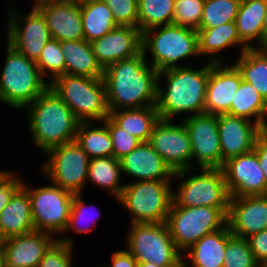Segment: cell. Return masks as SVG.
<instances>
[{"label":"cell","instance_id":"obj_1","mask_svg":"<svg viewBox=\"0 0 267 267\" xmlns=\"http://www.w3.org/2000/svg\"><path fill=\"white\" fill-rule=\"evenodd\" d=\"M158 80V71L148 65L142 50L110 64L103 73L109 111L156 106Z\"/></svg>","mask_w":267,"mask_h":267},{"label":"cell","instance_id":"obj_2","mask_svg":"<svg viewBox=\"0 0 267 267\" xmlns=\"http://www.w3.org/2000/svg\"><path fill=\"white\" fill-rule=\"evenodd\" d=\"M209 72L210 62L200 70L180 66L158 72V79L164 76L168 83L163 91L158 80L156 108L160 119L173 121L174 116L184 112L204 114Z\"/></svg>","mask_w":267,"mask_h":267},{"label":"cell","instance_id":"obj_3","mask_svg":"<svg viewBox=\"0 0 267 267\" xmlns=\"http://www.w3.org/2000/svg\"><path fill=\"white\" fill-rule=\"evenodd\" d=\"M28 106L29 129L43 152L75 141L80 121L50 87Z\"/></svg>","mask_w":267,"mask_h":267},{"label":"cell","instance_id":"obj_4","mask_svg":"<svg viewBox=\"0 0 267 267\" xmlns=\"http://www.w3.org/2000/svg\"><path fill=\"white\" fill-rule=\"evenodd\" d=\"M6 62L0 76V101L12 108L30 105L48 87L35 63L7 45Z\"/></svg>","mask_w":267,"mask_h":267},{"label":"cell","instance_id":"obj_5","mask_svg":"<svg viewBox=\"0 0 267 267\" xmlns=\"http://www.w3.org/2000/svg\"><path fill=\"white\" fill-rule=\"evenodd\" d=\"M49 87L80 122H102L109 117L103 78L64 74L51 81Z\"/></svg>","mask_w":267,"mask_h":267},{"label":"cell","instance_id":"obj_6","mask_svg":"<svg viewBox=\"0 0 267 267\" xmlns=\"http://www.w3.org/2000/svg\"><path fill=\"white\" fill-rule=\"evenodd\" d=\"M157 28L159 27L142 32L141 50L143 53L147 50L151 52V66L158 72L180 67L178 61L191 55H200L197 30L173 24L164 25L156 32Z\"/></svg>","mask_w":267,"mask_h":267},{"label":"cell","instance_id":"obj_7","mask_svg":"<svg viewBox=\"0 0 267 267\" xmlns=\"http://www.w3.org/2000/svg\"><path fill=\"white\" fill-rule=\"evenodd\" d=\"M127 251L138 263L152 262L160 267H182L183 256L175 246L165 222L133 223Z\"/></svg>","mask_w":267,"mask_h":267},{"label":"cell","instance_id":"obj_8","mask_svg":"<svg viewBox=\"0 0 267 267\" xmlns=\"http://www.w3.org/2000/svg\"><path fill=\"white\" fill-rule=\"evenodd\" d=\"M173 191L169 181H137L125 184L118 201L133 215V223L166 222Z\"/></svg>","mask_w":267,"mask_h":267},{"label":"cell","instance_id":"obj_9","mask_svg":"<svg viewBox=\"0 0 267 267\" xmlns=\"http://www.w3.org/2000/svg\"><path fill=\"white\" fill-rule=\"evenodd\" d=\"M226 217L219 208L171 206L165 223L175 246L184 252L204 235L222 229Z\"/></svg>","mask_w":267,"mask_h":267},{"label":"cell","instance_id":"obj_10","mask_svg":"<svg viewBox=\"0 0 267 267\" xmlns=\"http://www.w3.org/2000/svg\"><path fill=\"white\" fill-rule=\"evenodd\" d=\"M200 174L185 179L171 206L219 208L226 216L230 195L221 168H200ZM175 194V195H174Z\"/></svg>","mask_w":267,"mask_h":267},{"label":"cell","instance_id":"obj_11","mask_svg":"<svg viewBox=\"0 0 267 267\" xmlns=\"http://www.w3.org/2000/svg\"><path fill=\"white\" fill-rule=\"evenodd\" d=\"M46 155L49 159L43 170L51 182L73 194H82L90 162L86 152L74 141L51 148Z\"/></svg>","mask_w":267,"mask_h":267},{"label":"cell","instance_id":"obj_12","mask_svg":"<svg viewBox=\"0 0 267 267\" xmlns=\"http://www.w3.org/2000/svg\"><path fill=\"white\" fill-rule=\"evenodd\" d=\"M35 231L63 233L70 215L73 193L57 185L29 189Z\"/></svg>","mask_w":267,"mask_h":267},{"label":"cell","instance_id":"obj_13","mask_svg":"<svg viewBox=\"0 0 267 267\" xmlns=\"http://www.w3.org/2000/svg\"><path fill=\"white\" fill-rule=\"evenodd\" d=\"M171 120L160 119L154 126L149 143L174 172V177L183 178L192 165V152L187 129Z\"/></svg>","mask_w":267,"mask_h":267},{"label":"cell","instance_id":"obj_14","mask_svg":"<svg viewBox=\"0 0 267 267\" xmlns=\"http://www.w3.org/2000/svg\"><path fill=\"white\" fill-rule=\"evenodd\" d=\"M221 169L230 198L267 195L263 169L254 150L227 160Z\"/></svg>","mask_w":267,"mask_h":267},{"label":"cell","instance_id":"obj_15","mask_svg":"<svg viewBox=\"0 0 267 267\" xmlns=\"http://www.w3.org/2000/svg\"><path fill=\"white\" fill-rule=\"evenodd\" d=\"M16 15L18 14L15 11H9L8 44L28 59L36 62L42 49L51 39L46 20L35 6L28 15L23 16L24 18L21 15V20ZM21 21L24 25L20 27Z\"/></svg>","mask_w":267,"mask_h":267},{"label":"cell","instance_id":"obj_16","mask_svg":"<svg viewBox=\"0 0 267 267\" xmlns=\"http://www.w3.org/2000/svg\"><path fill=\"white\" fill-rule=\"evenodd\" d=\"M182 122L189 134L192 159L197 158L200 168H222L217 115H191Z\"/></svg>","mask_w":267,"mask_h":267},{"label":"cell","instance_id":"obj_17","mask_svg":"<svg viewBox=\"0 0 267 267\" xmlns=\"http://www.w3.org/2000/svg\"><path fill=\"white\" fill-rule=\"evenodd\" d=\"M227 226L233 236L248 238L267 228V195L230 198Z\"/></svg>","mask_w":267,"mask_h":267},{"label":"cell","instance_id":"obj_18","mask_svg":"<svg viewBox=\"0 0 267 267\" xmlns=\"http://www.w3.org/2000/svg\"><path fill=\"white\" fill-rule=\"evenodd\" d=\"M35 7L44 16L51 38L58 41L85 39L80 3L71 0H49Z\"/></svg>","mask_w":267,"mask_h":267},{"label":"cell","instance_id":"obj_19","mask_svg":"<svg viewBox=\"0 0 267 267\" xmlns=\"http://www.w3.org/2000/svg\"><path fill=\"white\" fill-rule=\"evenodd\" d=\"M142 33L137 27L117 26L101 38L90 42L97 62L103 69L112 63L137 55L141 51Z\"/></svg>","mask_w":267,"mask_h":267},{"label":"cell","instance_id":"obj_20","mask_svg":"<svg viewBox=\"0 0 267 267\" xmlns=\"http://www.w3.org/2000/svg\"><path fill=\"white\" fill-rule=\"evenodd\" d=\"M217 125L222 166L227 160L254 150L258 136V124L255 121L229 114H218Z\"/></svg>","mask_w":267,"mask_h":267},{"label":"cell","instance_id":"obj_21","mask_svg":"<svg viewBox=\"0 0 267 267\" xmlns=\"http://www.w3.org/2000/svg\"><path fill=\"white\" fill-rule=\"evenodd\" d=\"M242 76L233 64L222 68L220 63L210 62L209 78L206 86V114H227L232 99L240 86Z\"/></svg>","mask_w":267,"mask_h":267},{"label":"cell","instance_id":"obj_22","mask_svg":"<svg viewBox=\"0 0 267 267\" xmlns=\"http://www.w3.org/2000/svg\"><path fill=\"white\" fill-rule=\"evenodd\" d=\"M51 233L32 231L8 237L3 254V267H37L49 246L56 240Z\"/></svg>","mask_w":267,"mask_h":267},{"label":"cell","instance_id":"obj_23","mask_svg":"<svg viewBox=\"0 0 267 267\" xmlns=\"http://www.w3.org/2000/svg\"><path fill=\"white\" fill-rule=\"evenodd\" d=\"M121 172L139 181H170L174 172L150 143L141 142L133 151L120 159Z\"/></svg>","mask_w":267,"mask_h":267},{"label":"cell","instance_id":"obj_24","mask_svg":"<svg viewBox=\"0 0 267 267\" xmlns=\"http://www.w3.org/2000/svg\"><path fill=\"white\" fill-rule=\"evenodd\" d=\"M0 231L6 237L35 231L32 220L31 200L23 184L0 213Z\"/></svg>","mask_w":267,"mask_h":267},{"label":"cell","instance_id":"obj_25","mask_svg":"<svg viewBox=\"0 0 267 267\" xmlns=\"http://www.w3.org/2000/svg\"><path fill=\"white\" fill-rule=\"evenodd\" d=\"M65 58V74L103 78L104 69L97 62L90 42L83 40L60 41Z\"/></svg>","mask_w":267,"mask_h":267},{"label":"cell","instance_id":"obj_26","mask_svg":"<svg viewBox=\"0 0 267 267\" xmlns=\"http://www.w3.org/2000/svg\"><path fill=\"white\" fill-rule=\"evenodd\" d=\"M227 247V224L200 240L186 250L192 267H223Z\"/></svg>","mask_w":267,"mask_h":267},{"label":"cell","instance_id":"obj_27","mask_svg":"<svg viewBox=\"0 0 267 267\" xmlns=\"http://www.w3.org/2000/svg\"><path fill=\"white\" fill-rule=\"evenodd\" d=\"M266 8L267 0L241 1L239 11L235 19V25L240 41L247 48H253L250 41H254L256 39L259 43V48H262V28Z\"/></svg>","mask_w":267,"mask_h":267},{"label":"cell","instance_id":"obj_28","mask_svg":"<svg viewBox=\"0 0 267 267\" xmlns=\"http://www.w3.org/2000/svg\"><path fill=\"white\" fill-rule=\"evenodd\" d=\"M109 117L141 142L149 141L155 124L160 120L156 106L109 111Z\"/></svg>","mask_w":267,"mask_h":267},{"label":"cell","instance_id":"obj_29","mask_svg":"<svg viewBox=\"0 0 267 267\" xmlns=\"http://www.w3.org/2000/svg\"><path fill=\"white\" fill-rule=\"evenodd\" d=\"M197 33L199 54L203 56L208 54L210 60L212 59L210 61L211 63L221 62V60L215 58V56L218 55L217 53H219V51H223L224 48L242 44L241 52L247 49L239 39L235 22H228L212 28H199Z\"/></svg>","mask_w":267,"mask_h":267},{"label":"cell","instance_id":"obj_30","mask_svg":"<svg viewBox=\"0 0 267 267\" xmlns=\"http://www.w3.org/2000/svg\"><path fill=\"white\" fill-rule=\"evenodd\" d=\"M80 9L83 33L88 42L101 38L118 26L111 9L102 0L82 2Z\"/></svg>","mask_w":267,"mask_h":267},{"label":"cell","instance_id":"obj_31","mask_svg":"<svg viewBox=\"0 0 267 267\" xmlns=\"http://www.w3.org/2000/svg\"><path fill=\"white\" fill-rule=\"evenodd\" d=\"M234 65L242 79L252 84L267 101V48H247Z\"/></svg>","mask_w":267,"mask_h":267},{"label":"cell","instance_id":"obj_32","mask_svg":"<svg viewBox=\"0 0 267 267\" xmlns=\"http://www.w3.org/2000/svg\"><path fill=\"white\" fill-rule=\"evenodd\" d=\"M227 114L248 120L254 116L256 117L255 122L258 124L267 117V101L252 84L242 79Z\"/></svg>","mask_w":267,"mask_h":267},{"label":"cell","instance_id":"obj_33","mask_svg":"<svg viewBox=\"0 0 267 267\" xmlns=\"http://www.w3.org/2000/svg\"><path fill=\"white\" fill-rule=\"evenodd\" d=\"M75 142L90 159L113 156L112 139L105 124L95 128L90 122H80Z\"/></svg>","mask_w":267,"mask_h":267},{"label":"cell","instance_id":"obj_34","mask_svg":"<svg viewBox=\"0 0 267 267\" xmlns=\"http://www.w3.org/2000/svg\"><path fill=\"white\" fill-rule=\"evenodd\" d=\"M121 164L113 156L90 159L88 167V181L99 187L108 189L118 199L124 185L119 184Z\"/></svg>","mask_w":267,"mask_h":267},{"label":"cell","instance_id":"obj_35","mask_svg":"<svg viewBox=\"0 0 267 267\" xmlns=\"http://www.w3.org/2000/svg\"><path fill=\"white\" fill-rule=\"evenodd\" d=\"M175 0H138L140 32L173 23Z\"/></svg>","mask_w":267,"mask_h":267},{"label":"cell","instance_id":"obj_36","mask_svg":"<svg viewBox=\"0 0 267 267\" xmlns=\"http://www.w3.org/2000/svg\"><path fill=\"white\" fill-rule=\"evenodd\" d=\"M242 0H205L199 28L235 22Z\"/></svg>","mask_w":267,"mask_h":267},{"label":"cell","instance_id":"obj_37","mask_svg":"<svg viewBox=\"0 0 267 267\" xmlns=\"http://www.w3.org/2000/svg\"><path fill=\"white\" fill-rule=\"evenodd\" d=\"M223 267H261L246 238L233 236L227 226V247Z\"/></svg>","mask_w":267,"mask_h":267},{"label":"cell","instance_id":"obj_38","mask_svg":"<svg viewBox=\"0 0 267 267\" xmlns=\"http://www.w3.org/2000/svg\"><path fill=\"white\" fill-rule=\"evenodd\" d=\"M42 77L50 71L52 81L65 74V58L60 41L51 38L42 49L38 60L35 62Z\"/></svg>","mask_w":267,"mask_h":267},{"label":"cell","instance_id":"obj_39","mask_svg":"<svg viewBox=\"0 0 267 267\" xmlns=\"http://www.w3.org/2000/svg\"><path fill=\"white\" fill-rule=\"evenodd\" d=\"M204 3L205 0H175L172 24L198 30Z\"/></svg>","mask_w":267,"mask_h":267},{"label":"cell","instance_id":"obj_40","mask_svg":"<svg viewBox=\"0 0 267 267\" xmlns=\"http://www.w3.org/2000/svg\"><path fill=\"white\" fill-rule=\"evenodd\" d=\"M103 123L107 126L112 139L113 157L120 160L133 151L141 141L119 127L110 117Z\"/></svg>","mask_w":267,"mask_h":267},{"label":"cell","instance_id":"obj_41","mask_svg":"<svg viewBox=\"0 0 267 267\" xmlns=\"http://www.w3.org/2000/svg\"><path fill=\"white\" fill-rule=\"evenodd\" d=\"M72 243L71 239H56L45 251L37 267H72Z\"/></svg>","mask_w":267,"mask_h":267},{"label":"cell","instance_id":"obj_42","mask_svg":"<svg viewBox=\"0 0 267 267\" xmlns=\"http://www.w3.org/2000/svg\"><path fill=\"white\" fill-rule=\"evenodd\" d=\"M111 9L118 26L138 28V0H102Z\"/></svg>","mask_w":267,"mask_h":267},{"label":"cell","instance_id":"obj_43","mask_svg":"<svg viewBox=\"0 0 267 267\" xmlns=\"http://www.w3.org/2000/svg\"><path fill=\"white\" fill-rule=\"evenodd\" d=\"M81 198H82L81 194H74L73 195V200H72L71 209H70V215H69V218H68V223H67V227H66L65 231H67V230H69L71 228L75 232H78V233L89 232V231L92 230V228H90V227L89 228H87V227L84 228V227H81L83 224L82 225L79 224V223H82V222L84 223L85 222L84 220H86V217H87L86 213L88 212L86 210L87 208L85 206V203H84V201L81 200ZM87 206L89 208V205H87ZM97 219H98V217L93 221L96 222Z\"/></svg>","mask_w":267,"mask_h":267},{"label":"cell","instance_id":"obj_44","mask_svg":"<svg viewBox=\"0 0 267 267\" xmlns=\"http://www.w3.org/2000/svg\"><path fill=\"white\" fill-rule=\"evenodd\" d=\"M22 185L23 182L13 173L0 171V213Z\"/></svg>","mask_w":267,"mask_h":267},{"label":"cell","instance_id":"obj_45","mask_svg":"<svg viewBox=\"0 0 267 267\" xmlns=\"http://www.w3.org/2000/svg\"><path fill=\"white\" fill-rule=\"evenodd\" d=\"M255 260L261 267H267V228L247 238Z\"/></svg>","mask_w":267,"mask_h":267},{"label":"cell","instance_id":"obj_46","mask_svg":"<svg viewBox=\"0 0 267 267\" xmlns=\"http://www.w3.org/2000/svg\"><path fill=\"white\" fill-rule=\"evenodd\" d=\"M137 260L127 250L116 251L112 254L110 267H137Z\"/></svg>","mask_w":267,"mask_h":267},{"label":"cell","instance_id":"obj_47","mask_svg":"<svg viewBox=\"0 0 267 267\" xmlns=\"http://www.w3.org/2000/svg\"><path fill=\"white\" fill-rule=\"evenodd\" d=\"M254 151L259 158V165L263 169L267 187V145L263 144L258 138L256 140Z\"/></svg>","mask_w":267,"mask_h":267},{"label":"cell","instance_id":"obj_48","mask_svg":"<svg viewBox=\"0 0 267 267\" xmlns=\"http://www.w3.org/2000/svg\"><path fill=\"white\" fill-rule=\"evenodd\" d=\"M257 138L265 145H267V121L263 118L258 123V136Z\"/></svg>","mask_w":267,"mask_h":267},{"label":"cell","instance_id":"obj_49","mask_svg":"<svg viewBox=\"0 0 267 267\" xmlns=\"http://www.w3.org/2000/svg\"><path fill=\"white\" fill-rule=\"evenodd\" d=\"M262 48H267V8L262 28Z\"/></svg>","mask_w":267,"mask_h":267},{"label":"cell","instance_id":"obj_50","mask_svg":"<svg viewBox=\"0 0 267 267\" xmlns=\"http://www.w3.org/2000/svg\"><path fill=\"white\" fill-rule=\"evenodd\" d=\"M7 238L0 231V257H3Z\"/></svg>","mask_w":267,"mask_h":267},{"label":"cell","instance_id":"obj_51","mask_svg":"<svg viewBox=\"0 0 267 267\" xmlns=\"http://www.w3.org/2000/svg\"><path fill=\"white\" fill-rule=\"evenodd\" d=\"M137 267H160V266H157L155 263L152 262H142L138 263Z\"/></svg>","mask_w":267,"mask_h":267},{"label":"cell","instance_id":"obj_52","mask_svg":"<svg viewBox=\"0 0 267 267\" xmlns=\"http://www.w3.org/2000/svg\"><path fill=\"white\" fill-rule=\"evenodd\" d=\"M35 1H36V3L34 4V6L39 4V3H42V2H45V1H49V0H35Z\"/></svg>","mask_w":267,"mask_h":267},{"label":"cell","instance_id":"obj_53","mask_svg":"<svg viewBox=\"0 0 267 267\" xmlns=\"http://www.w3.org/2000/svg\"><path fill=\"white\" fill-rule=\"evenodd\" d=\"M71 1H74L76 3H82V2H85V1H89V0H71Z\"/></svg>","mask_w":267,"mask_h":267},{"label":"cell","instance_id":"obj_54","mask_svg":"<svg viewBox=\"0 0 267 267\" xmlns=\"http://www.w3.org/2000/svg\"><path fill=\"white\" fill-rule=\"evenodd\" d=\"M0 267H3V257H0Z\"/></svg>","mask_w":267,"mask_h":267},{"label":"cell","instance_id":"obj_55","mask_svg":"<svg viewBox=\"0 0 267 267\" xmlns=\"http://www.w3.org/2000/svg\"><path fill=\"white\" fill-rule=\"evenodd\" d=\"M182 267H187V265H186V263H185L184 260H183V265H182Z\"/></svg>","mask_w":267,"mask_h":267}]
</instances>
